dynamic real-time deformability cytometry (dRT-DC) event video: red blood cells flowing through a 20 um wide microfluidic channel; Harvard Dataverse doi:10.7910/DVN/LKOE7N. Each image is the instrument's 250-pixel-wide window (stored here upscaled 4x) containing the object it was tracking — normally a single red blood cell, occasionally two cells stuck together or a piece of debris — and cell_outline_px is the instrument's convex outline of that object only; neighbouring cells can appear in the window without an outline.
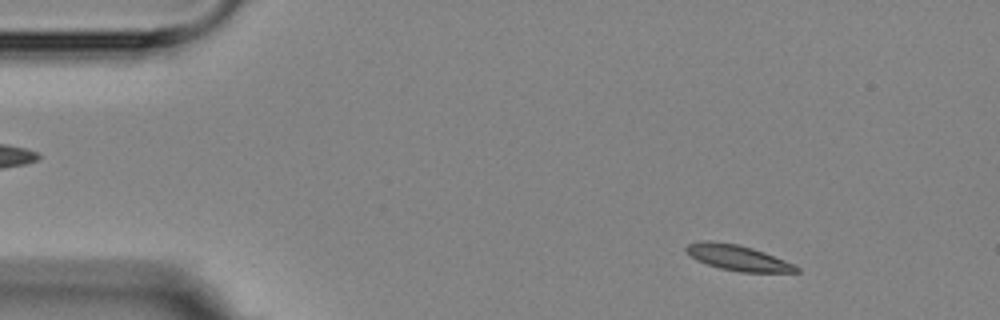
{"species": "Egyptian fruit bat (a non-hibernating species)", "species_latin": "Rousettus aegyptiacus", "temperature_condition": "room temperature", "stored_images_in_passage": 6, "camera_frame_rate_fps": 3000, "um_per_image_px": 0.085, "animal": {"sex": "female"}, "frame": {"image": 1, "passage_image": 1, "time_ms": 0.0, "image_size_px": [1000, 320], "cell_outline_px": [[800, 272], [740, 272], [720, 268], [696, 260], [688, 256], [684, 248], [688, 244], [700, 240], [708, 240], [736, 244], [752, 248], [764, 252], [796, 264], [800, 268]], "centroid_in_image_um": [62.7, 21.9], "position_along_channel_um": 22.3, "area_um2": 16.53}}
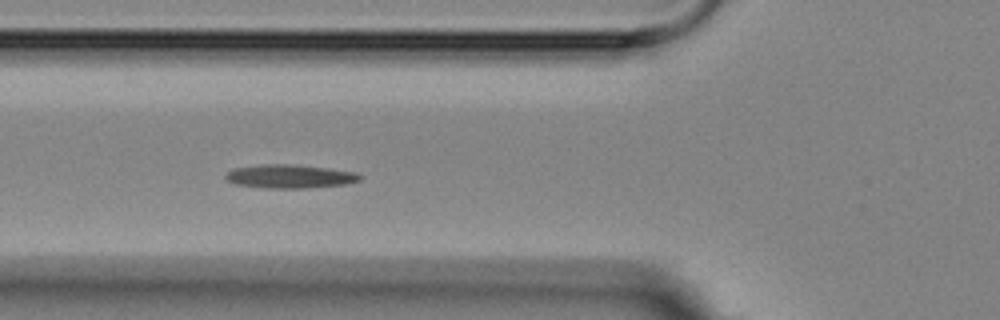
{"frame": {"image": 2, "passage_image": 5, "time_ms": 4.333, "image_size_px": [1000, 320], "cell_outline_px": [[364, 176], [360, 180], [344, 184], [304, 188], [268, 188], [236, 184], [228, 180], [224, 176], [232, 168], [260, 164], [292, 164], [328, 168], [356, 172]], "centroid_in_image_um": [24.64, 14.98], "position_along_channel_um": 101.2, "area_um2": 18.44}}
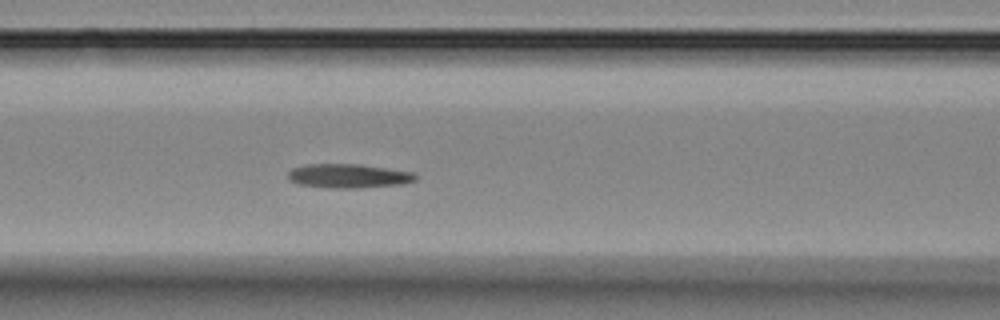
{"frame": {"image": 3, "passage_image": 6, "time_ms": 5.333, "image_size_px": [1000, 320], "cell_outline_px": [[416, 180], [404, 184], [360, 188], [328, 188], [300, 184], [288, 180], [288, 172], [292, 168], [304, 164], [360, 164], [388, 168], [412, 172], [416, 176]], "centroid_in_image_um": [29.61, 14.95], "position_along_channel_um": 137.0, "area_um2": 18.03}}